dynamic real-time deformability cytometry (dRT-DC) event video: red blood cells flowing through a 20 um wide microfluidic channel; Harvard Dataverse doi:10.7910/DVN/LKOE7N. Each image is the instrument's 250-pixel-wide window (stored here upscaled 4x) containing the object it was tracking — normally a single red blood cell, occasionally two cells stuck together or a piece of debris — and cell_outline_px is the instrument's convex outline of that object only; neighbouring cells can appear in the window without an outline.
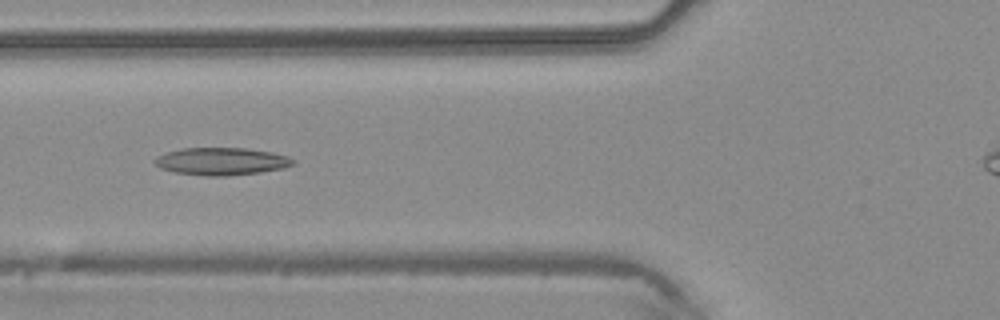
{"species": "common noctule bat (a hibernating species)", "species_latin": "Nyctalus noctula", "temperature_condition": "warm", "stored_images_in_passage": 41, "camera_frame_rate_fps": 3000, "um_per_image_px": 0.085, "animal": {"sex": "male", "body_mass_g": 20.4}, "frame": {"image": 1, "passage_image": 17, "time_ms": 5.333, "image_size_px": [1000, 320], "cell_outline_px": [[296, 160], [292, 164], [284, 168], [260, 172], [228, 176], [208, 176], [176, 172], [160, 168], [152, 160], [156, 156], [180, 148], [244, 148], [272, 152], [288, 156]], "centroid_in_image_um": [18.82, 13.71], "position_along_channel_um": 107.0, "area_um2": 22.14}}
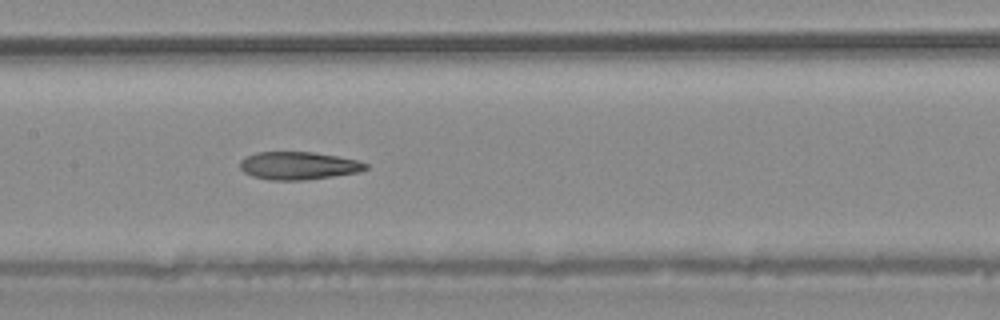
{"frame": {"image": 2, "passage_image": 22, "time_ms": 7.0, "image_size_px": [1000, 320], "cell_outline_px": [[368, 168], [360, 172], [304, 180], [268, 180], [252, 176], [244, 172], [240, 168], [240, 160], [244, 156], [256, 152], [312, 152], [336, 156], [356, 160], [368, 164]], "centroid_in_image_um": [25.33, 14.08], "position_along_channel_um": 182.1, "area_um2": 20.4}}
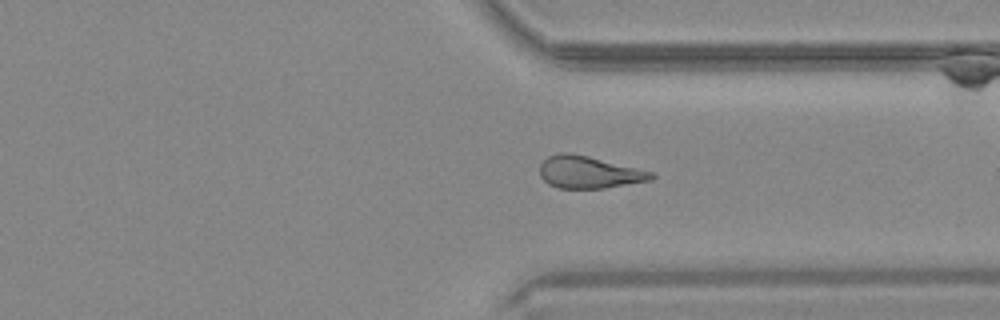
{"frame": {"image": 3, "passage_image": 34, "time_ms": 11.0, "image_size_px": [1000, 320], "cell_outline_px": [[656, 176], [652, 180], [604, 188], [560, 188], [548, 184], [540, 176], [540, 164], [548, 156], [560, 152], [568, 152], [588, 156], [652, 172]], "centroid_in_image_um": [50.03, 14.64], "position_along_channel_um": 361.4, "area_um2": 20.75}}